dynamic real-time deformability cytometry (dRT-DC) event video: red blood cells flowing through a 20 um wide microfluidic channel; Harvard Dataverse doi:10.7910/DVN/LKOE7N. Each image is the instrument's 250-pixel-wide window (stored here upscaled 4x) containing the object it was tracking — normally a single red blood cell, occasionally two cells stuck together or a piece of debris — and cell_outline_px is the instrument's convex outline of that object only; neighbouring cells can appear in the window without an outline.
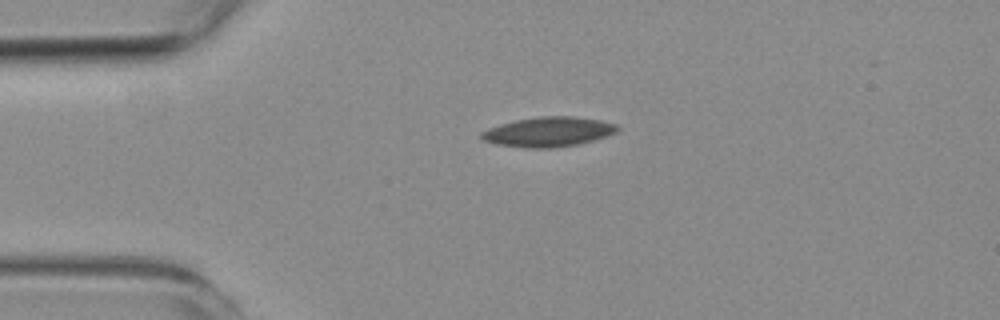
{"species": "common noctule bat (a hibernating species)", "species_latin": "Nyctalus noctula", "temperature_condition": "room temperature", "stored_images_in_passage": 4, "camera_frame_rate_fps": 3000, "um_per_image_px": 0.085, "animal": {"sex": "female", "body_mass_g": 19.3, "forearm_length_mm": 54.1}, "frame": {"image": 1, "passage_image": 1, "time_ms": 0.0, "image_size_px": [1000, 320], "cell_outline_px": [[620, 128], [616, 132], [592, 140], [576, 144], [552, 148], [524, 148], [496, 144], [484, 140], [480, 136], [480, 132], [488, 128], [500, 124], [516, 120], [540, 116], [576, 116], [600, 120], [616, 124]], "centroid_in_image_um": [46.59, 11.2], "position_along_channel_um": 38.4, "area_um2": 23.47}}
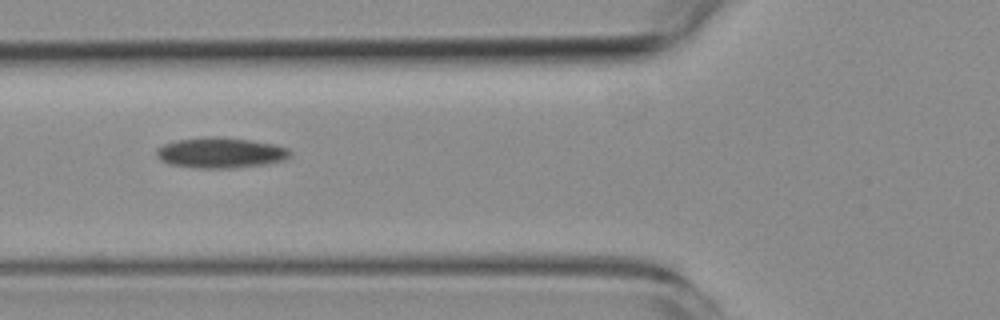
{"frame": {"image": 2, "passage_image": 3, "time_ms": 2.667, "image_size_px": [1000, 320], "cell_outline_px": [[292, 156], [284, 160], [264, 164], [232, 168], [192, 168], [168, 164], [160, 160], [156, 156], [156, 148], [164, 144], [176, 140], [208, 136], [216, 136], [248, 140], [272, 144], [288, 148]], "centroid_in_image_um": [18.7, 12.99], "position_along_channel_um": 107.1, "area_um2": 23.87}}
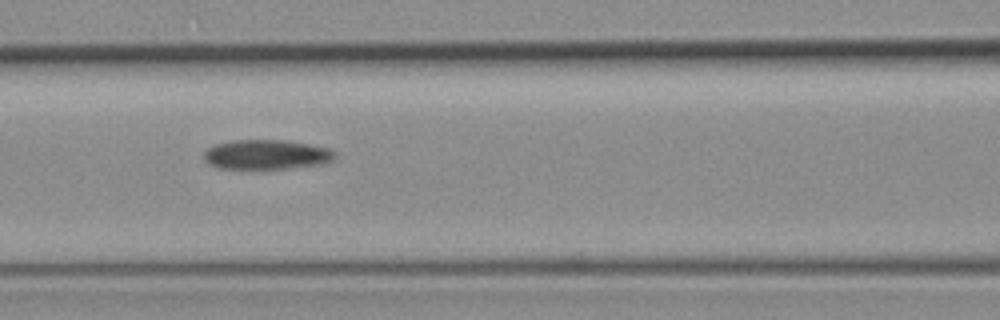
{"frame": {"image": 3, "passage_image": 4, "time_ms": 3.667, "image_size_px": [1000, 320], "cell_outline_px": [[336, 156], [332, 160], [320, 164], [284, 168], [216, 168], [208, 164], [204, 160], [204, 152], [208, 148], [216, 144], [232, 140], [284, 140], [332, 148], [336, 152]], "centroid_in_image_um": [22.64, 13.13], "position_along_channel_um": 144.0, "area_um2": 22.54}}